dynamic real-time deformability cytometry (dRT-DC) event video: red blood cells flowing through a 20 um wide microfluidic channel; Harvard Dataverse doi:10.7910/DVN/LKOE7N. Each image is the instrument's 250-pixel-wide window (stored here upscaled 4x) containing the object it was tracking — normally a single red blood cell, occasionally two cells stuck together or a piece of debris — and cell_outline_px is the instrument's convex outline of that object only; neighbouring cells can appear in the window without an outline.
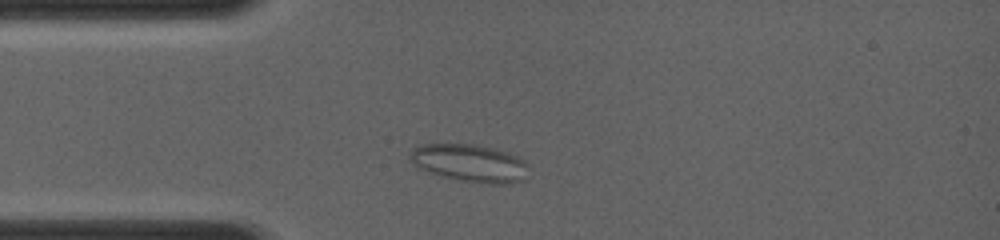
{"species": "common noctule bat (a hibernating species)", "species_latin": "Nyctalus noctula", "temperature_condition": "room temperature", "stored_images_in_passage": 7, "camera_frame_rate_fps": 4000, "um_per_image_px": 0.085, "animal": {"sex": "female", "body_mass_g": 19.0, "forearm_length_mm": 56.7}, "frame": {"image": 1, "passage_image": 3, "time_ms": 1.25, "image_size_px": [1000, 240], "cell_outline_px": [[528, 164], [524, 180], [508, 184], [480, 184], [440, 176], [428, 172], [420, 168], [408, 160], [408, 152], [412, 148], [424, 144], [476, 144], [508, 152], [520, 156]], "centroid_in_image_um": [39.92, 13.87], "position_along_channel_um": 45.1, "area_um2": 26.47}}
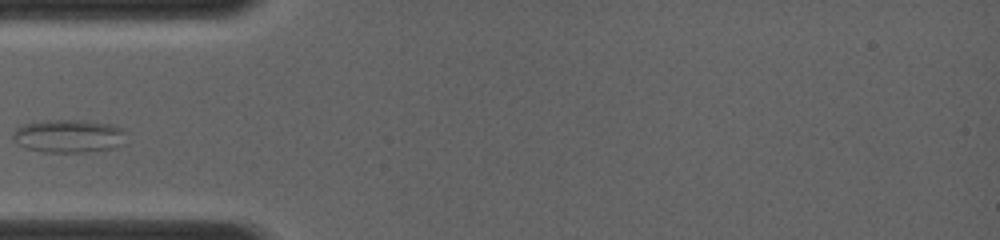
{"frame": {"image": 2, "passage_image": 5, "time_ms": 2.25, "image_size_px": [1000, 240], "cell_outline_px": [[124, 144], [112, 148], [88, 152], [44, 152], [24, 148], [12, 140], [12, 132], [16, 128], [24, 124], [44, 120], [84, 120], [108, 124], [124, 128]], "centroid_in_image_um": [5.8, 11.57], "position_along_channel_um": 79.2, "area_um2": 22.08}}
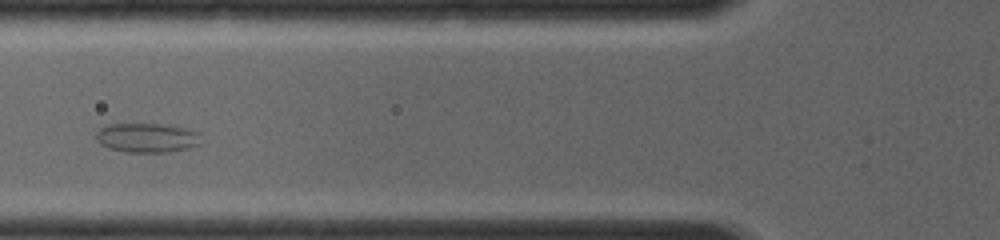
{"frame": {"image": 3, "passage_image": 6, "time_ms": 3.0, "image_size_px": [1000, 240], "cell_outline_px": [[200, 144], [188, 148], [164, 152], [128, 152], [108, 148], [100, 144], [96, 140], [96, 132], [104, 124], [160, 124], [184, 128], [200, 132]], "centroid_in_image_um": [12.46, 11.7], "position_along_channel_um": 113.3, "area_um2": 17.98}}